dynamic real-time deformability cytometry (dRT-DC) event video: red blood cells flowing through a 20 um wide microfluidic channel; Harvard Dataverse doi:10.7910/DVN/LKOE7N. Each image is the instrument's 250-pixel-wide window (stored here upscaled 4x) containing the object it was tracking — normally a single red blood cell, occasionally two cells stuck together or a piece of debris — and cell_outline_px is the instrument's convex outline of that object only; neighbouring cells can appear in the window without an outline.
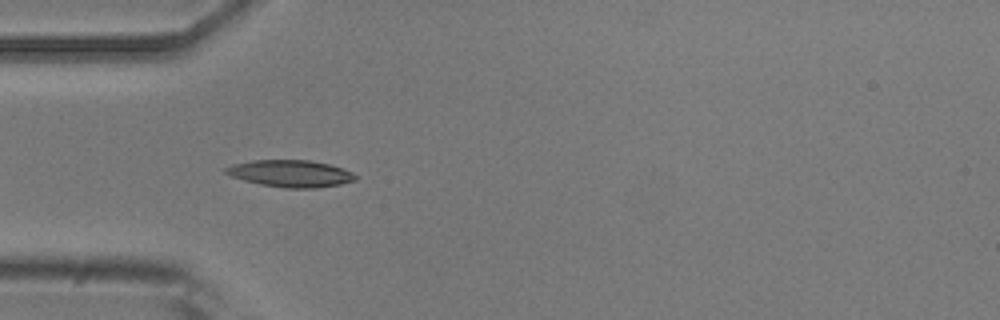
{"species": "common noctule bat (a hibernating species)", "species_latin": "Nyctalus noctula", "temperature_condition": "room temperature", "stored_images_in_passage": 5, "camera_frame_rate_fps": 3000, "um_per_image_px": 0.085, "animal": {"sex": "male", "body_mass_g": 20.5, "forearm_length_mm": 52.5}, "frame": {"image": 1, "passage_image": 4, "time_ms": 4.333, "image_size_px": [1000, 320], "cell_outline_px": [[356, 180], [340, 184], [316, 188], [284, 188], [260, 184], [244, 180], [232, 176], [224, 172], [224, 168], [232, 164], [252, 160], [308, 160], [328, 164], [352, 172], [356, 176]], "centroid_in_image_um": [24.67, 14.75], "position_along_channel_um": 60.3, "area_um2": 20.23}}
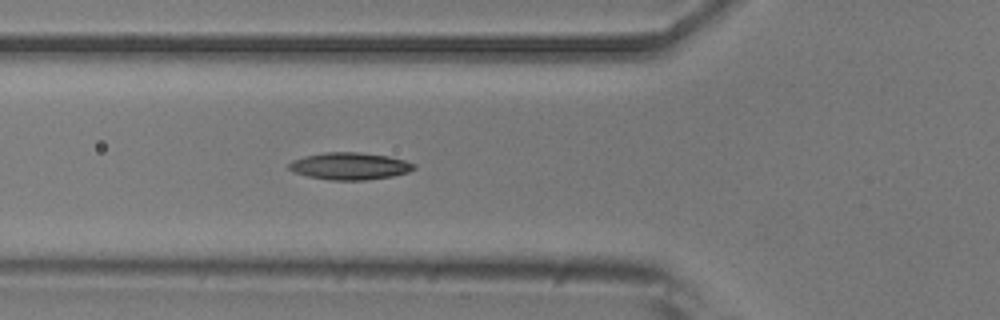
{"frame": {"image": 2, "passage_image": 5, "time_ms": 5.333, "image_size_px": [1000, 320], "cell_outline_px": [[416, 168], [408, 172], [392, 176], [364, 180], [332, 180], [308, 176], [296, 172], [288, 168], [288, 164], [292, 160], [304, 156], [324, 152], [360, 152], [388, 156], [404, 160], [416, 164]], "centroid_in_image_um": [29.74, 14.11], "position_along_channel_um": 96.1, "area_um2": 19.71}}